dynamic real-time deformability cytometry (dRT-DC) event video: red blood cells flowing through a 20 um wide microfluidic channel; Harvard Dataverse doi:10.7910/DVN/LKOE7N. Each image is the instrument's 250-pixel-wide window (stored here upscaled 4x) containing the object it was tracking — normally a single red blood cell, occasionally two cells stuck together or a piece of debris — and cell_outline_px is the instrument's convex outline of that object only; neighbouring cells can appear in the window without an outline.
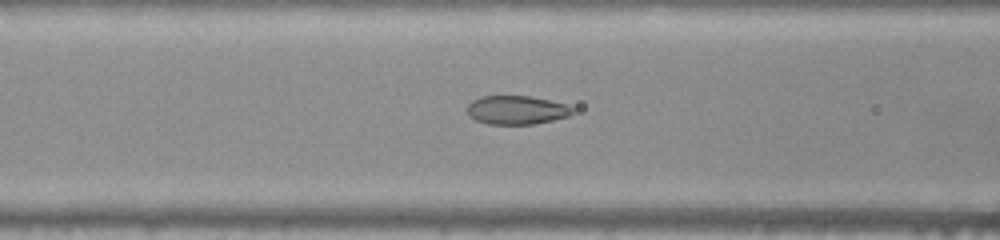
{"species": "common noctule bat (a hibernating species)", "species_latin": "Nyctalus noctula", "temperature_condition": "warm", "stored_images_in_passage": 39, "camera_frame_rate_fps": 3000, "um_per_image_px": 0.085, "animal": {"sex": "female", "body_mass_g": 22.0, "forearm_length_mm": 56.7}, "frame": {"image": 1, "passage_image": 8, "time_ms": 2.333, "image_size_px": [1000, 240], "cell_outline_px": [[572, 112], [568, 116], [552, 120], [532, 124], [488, 124], [476, 120], [468, 116], [468, 104], [472, 100], [480, 96], [528, 96], [548, 100], [564, 104], [572, 108]], "centroid_in_image_um": [43.85, 9.35], "position_along_channel_um": 122.8, "area_um2": 17.4}}
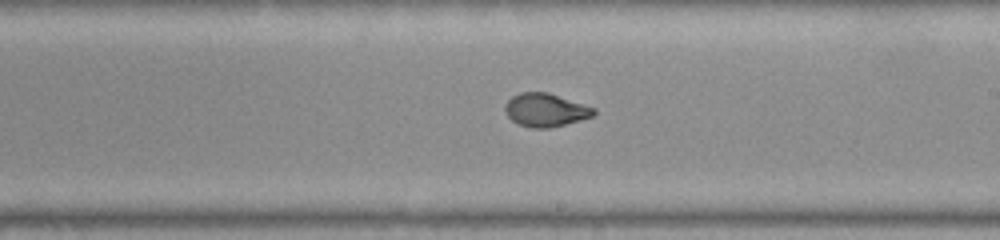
{"frame": {"image": 2, "passage_image": 17, "time_ms": 5.333, "image_size_px": [1000, 240], "cell_outline_px": [[596, 112], [592, 116], [580, 120], [548, 128], [532, 128], [520, 124], [512, 120], [508, 116], [504, 108], [508, 100], [512, 96], [520, 92], [548, 92], [596, 108]], "centroid_in_image_um": [46.37, 9.34], "position_along_channel_um": 242.6, "area_um2": 17.05}}
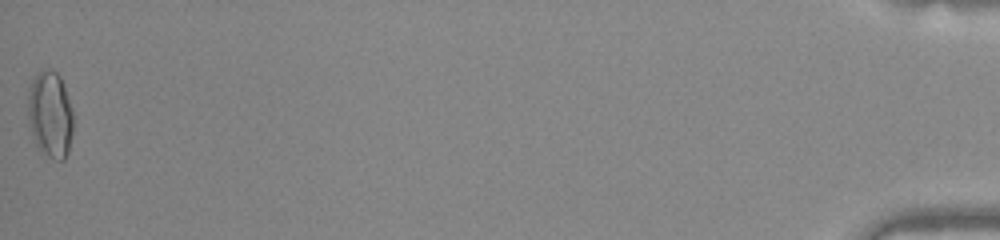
{"frame": {"image": 3, "passage_image": 39, "time_ms": 12.667, "image_size_px": [1000, 240], "cell_outline_px": [[72, 136], [68, 152], [64, 160], [56, 160], [48, 156], [36, 148], [28, 116], [28, 88], [36, 72], [44, 68], [48, 68], [56, 72], [60, 76], [64, 84], [72, 108]], "centroid_in_image_um": [4.26, 9.7], "position_along_channel_um": 430.9, "area_um2": 23.18}}